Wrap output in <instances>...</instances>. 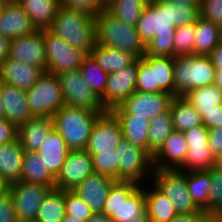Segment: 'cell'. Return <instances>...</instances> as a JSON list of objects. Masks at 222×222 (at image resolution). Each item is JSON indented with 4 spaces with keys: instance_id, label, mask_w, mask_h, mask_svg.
Returning a JSON list of instances; mask_svg holds the SVG:
<instances>
[{
    "instance_id": "cell-1",
    "label": "cell",
    "mask_w": 222,
    "mask_h": 222,
    "mask_svg": "<svg viewBox=\"0 0 222 222\" xmlns=\"http://www.w3.org/2000/svg\"><path fill=\"white\" fill-rule=\"evenodd\" d=\"M199 6L168 0H149L135 26L146 46V54L174 57L175 28L195 23L200 16Z\"/></svg>"
},
{
    "instance_id": "cell-2",
    "label": "cell",
    "mask_w": 222,
    "mask_h": 222,
    "mask_svg": "<svg viewBox=\"0 0 222 222\" xmlns=\"http://www.w3.org/2000/svg\"><path fill=\"white\" fill-rule=\"evenodd\" d=\"M103 213L113 222H149L143 187L133 181H116L106 197Z\"/></svg>"
},
{
    "instance_id": "cell-3",
    "label": "cell",
    "mask_w": 222,
    "mask_h": 222,
    "mask_svg": "<svg viewBox=\"0 0 222 222\" xmlns=\"http://www.w3.org/2000/svg\"><path fill=\"white\" fill-rule=\"evenodd\" d=\"M96 43L100 46L120 49L137 59L146 54V46L141 41L136 27L117 19L106 8L94 17Z\"/></svg>"
},
{
    "instance_id": "cell-4",
    "label": "cell",
    "mask_w": 222,
    "mask_h": 222,
    "mask_svg": "<svg viewBox=\"0 0 222 222\" xmlns=\"http://www.w3.org/2000/svg\"><path fill=\"white\" fill-rule=\"evenodd\" d=\"M48 30L87 55L96 44L94 16L84 12L61 6Z\"/></svg>"
},
{
    "instance_id": "cell-5",
    "label": "cell",
    "mask_w": 222,
    "mask_h": 222,
    "mask_svg": "<svg viewBox=\"0 0 222 222\" xmlns=\"http://www.w3.org/2000/svg\"><path fill=\"white\" fill-rule=\"evenodd\" d=\"M101 114L65 105L52 116V120L54 129L70 150H86L92 128Z\"/></svg>"
},
{
    "instance_id": "cell-6",
    "label": "cell",
    "mask_w": 222,
    "mask_h": 222,
    "mask_svg": "<svg viewBox=\"0 0 222 222\" xmlns=\"http://www.w3.org/2000/svg\"><path fill=\"white\" fill-rule=\"evenodd\" d=\"M216 68L209 56L174 57V97L213 84Z\"/></svg>"
},
{
    "instance_id": "cell-7",
    "label": "cell",
    "mask_w": 222,
    "mask_h": 222,
    "mask_svg": "<svg viewBox=\"0 0 222 222\" xmlns=\"http://www.w3.org/2000/svg\"><path fill=\"white\" fill-rule=\"evenodd\" d=\"M153 185L172 203L178 214L192 213L201 209L188 191L186 172L172 169H154Z\"/></svg>"
},
{
    "instance_id": "cell-8",
    "label": "cell",
    "mask_w": 222,
    "mask_h": 222,
    "mask_svg": "<svg viewBox=\"0 0 222 222\" xmlns=\"http://www.w3.org/2000/svg\"><path fill=\"white\" fill-rule=\"evenodd\" d=\"M26 93L33 116L52 118L62 106L66 105L56 74L45 72L31 89L26 90Z\"/></svg>"
},
{
    "instance_id": "cell-9",
    "label": "cell",
    "mask_w": 222,
    "mask_h": 222,
    "mask_svg": "<svg viewBox=\"0 0 222 222\" xmlns=\"http://www.w3.org/2000/svg\"><path fill=\"white\" fill-rule=\"evenodd\" d=\"M56 75L66 105L88 109L96 113L106 112L100 97L85 82L80 69L62 71Z\"/></svg>"
},
{
    "instance_id": "cell-10",
    "label": "cell",
    "mask_w": 222,
    "mask_h": 222,
    "mask_svg": "<svg viewBox=\"0 0 222 222\" xmlns=\"http://www.w3.org/2000/svg\"><path fill=\"white\" fill-rule=\"evenodd\" d=\"M173 95L167 92L144 93L135 91L111 112L115 117H140L151 120L169 110Z\"/></svg>"
},
{
    "instance_id": "cell-11",
    "label": "cell",
    "mask_w": 222,
    "mask_h": 222,
    "mask_svg": "<svg viewBox=\"0 0 222 222\" xmlns=\"http://www.w3.org/2000/svg\"><path fill=\"white\" fill-rule=\"evenodd\" d=\"M116 152L119 161V181H133L141 185L148 173L154 171L152 156L128 140L122 139Z\"/></svg>"
},
{
    "instance_id": "cell-12",
    "label": "cell",
    "mask_w": 222,
    "mask_h": 222,
    "mask_svg": "<svg viewBox=\"0 0 222 222\" xmlns=\"http://www.w3.org/2000/svg\"><path fill=\"white\" fill-rule=\"evenodd\" d=\"M44 45L47 57L46 72L58 74L62 71L80 69L85 52L74 48L49 30H44Z\"/></svg>"
},
{
    "instance_id": "cell-13",
    "label": "cell",
    "mask_w": 222,
    "mask_h": 222,
    "mask_svg": "<svg viewBox=\"0 0 222 222\" xmlns=\"http://www.w3.org/2000/svg\"><path fill=\"white\" fill-rule=\"evenodd\" d=\"M53 187L40 183L15 182L7 186L12 197L19 222L36 219L43 199Z\"/></svg>"
},
{
    "instance_id": "cell-14",
    "label": "cell",
    "mask_w": 222,
    "mask_h": 222,
    "mask_svg": "<svg viewBox=\"0 0 222 222\" xmlns=\"http://www.w3.org/2000/svg\"><path fill=\"white\" fill-rule=\"evenodd\" d=\"M138 59L130 66L109 73L104 95L100 98L106 111L118 107L125 99L136 91Z\"/></svg>"
},
{
    "instance_id": "cell-15",
    "label": "cell",
    "mask_w": 222,
    "mask_h": 222,
    "mask_svg": "<svg viewBox=\"0 0 222 222\" xmlns=\"http://www.w3.org/2000/svg\"><path fill=\"white\" fill-rule=\"evenodd\" d=\"M122 139L123 135L119 121L111 111H106L97 118L86 151L88 153L113 151L116 150Z\"/></svg>"
},
{
    "instance_id": "cell-16",
    "label": "cell",
    "mask_w": 222,
    "mask_h": 222,
    "mask_svg": "<svg viewBox=\"0 0 222 222\" xmlns=\"http://www.w3.org/2000/svg\"><path fill=\"white\" fill-rule=\"evenodd\" d=\"M7 58L31 64L46 72L44 30H36L29 35L11 39Z\"/></svg>"
},
{
    "instance_id": "cell-17",
    "label": "cell",
    "mask_w": 222,
    "mask_h": 222,
    "mask_svg": "<svg viewBox=\"0 0 222 222\" xmlns=\"http://www.w3.org/2000/svg\"><path fill=\"white\" fill-rule=\"evenodd\" d=\"M93 173L91 155L86 150H70L62 168L55 177V188L72 190Z\"/></svg>"
},
{
    "instance_id": "cell-18",
    "label": "cell",
    "mask_w": 222,
    "mask_h": 222,
    "mask_svg": "<svg viewBox=\"0 0 222 222\" xmlns=\"http://www.w3.org/2000/svg\"><path fill=\"white\" fill-rule=\"evenodd\" d=\"M116 181L113 177L93 173L72 190L83 199L93 213H103L106 197Z\"/></svg>"
},
{
    "instance_id": "cell-19",
    "label": "cell",
    "mask_w": 222,
    "mask_h": 222,
    "mask_svg": "<svg viewBox=\"0 0 222 222\" xmlns=\"http://www.w3.org/2000/svg\"><path fill=\"white\" fill-rule=\"evenodd\" d=\"M187 150L184 133L174 130L152 156L154 169L178 170L185 162Z\"/></svg>"
},
{
    "instance_id": "cell-20",
    "label": "cell",
    "mask_w": 222,
    "mask_h": 222,
    "mask_svg": "<svg viewBox=\"0 0 222 222\" xmlns=\"http://www.w3.org/2000/svg\"><path fill=\"white\" fill-rule=\"evenodd\" d=\"M44 73L41 68L10 58H6L0 65L2 83L23 90L31 89Z\"/></svg>"
},
{
    "instance_id": "cell-21",
    "label": "cell",
    "mask_w": 222,
    "mask_h": 222,
    "mask_svg": "<svg viewBox=\"0 0 222 222\" xmlns=\"http://www.w3.org/2000/svg\"><path fill=\"white\" fill-rule=\"evenodd\" d=\"M0 96L5 107V118L17 127L25 124L33 116L28 105L26 90L2 83Z\"/></svg>"
},
{
    "instance_id": "cell-22",
    "label": "cell",
    "mask_w": 222,
    "mask_h": 222,
    "mask_svg": "<svg viewBox=\"0 0 222 222\" xmlns=\"http://www.w3.org/2000/svg\"><path fill=\"white\" fill-rule=\"evenodd\" d=\"M36 29L17 2H7L0 13V34L9 39L29 35Z\"/></svg>"
},
{
    "instance_id": "cell-23",
    "label": "cell",
    "mask_w": 222,
    "mask_h": 222,
    "mask_svg": "<svg viewBox=\"0 0 222 222\" xmlns=\"http://www.w3.org/2000/svg\"><path fill=\"white\" fill-rule=\"evenodd\" d=\"M53 129L52 118L32 116L18 127V139L25 151L37 152Z\"/></svg>"
},
{
    "instance_id": "cell-24",
    "label": "cell",
    "mask_w": 222,
    "mask_h": 222,
    "mask_svg": "<svg viewBox=\"0 0 222 222\" xmlns=\"http://www.w3.org/2000/svg\"><path fill=\"white\" fill-rule=\"evenodd\" d=\"M25 150L20 140L0 145V182L8 186L19 182Z\"/></svg>"
},
{
    "instance_id": "cell-25",
    "label": "cell",
    "mask_w": 222,
    "mask_h": 222,
    "mask_svg": "<svg viewBox=\"0 0 222 222\" xmlns=\"http://www.w3.org/2000/svg\"><path fill=\"white\" fill-rule=\"evenodd\" d=\"M69 152L70 149L65 140L53 129L37 151V154L41 157L49 172L56 177Z\"/></svg>"
},
{
    "instance_id": "cell-26",
    "label": "cell",
    "mask_w": 222,
    "mask_h": 222,
    "mask_svg": "<svg viewBox=\"0 0 222 222\" xmlns=\"http://www.w3.org/2000/svg\"><path fill=\"white\" fill-rule=\"evenodd\" d=\"M36 30H48L60 5V0H17Z\"/></svg>"
},
{
    "instance_id": "cell-27",
    "label": "cell",
    "mask_w": 222,
    "mask_h": 222,
    "mask_svg": "<svg viewBox=\"0 0 222 222\" xmlns=\"http://www.w3.org/2000/svg\"><path fill=\"white\" fill-rule=\"evenodd\" d=\"M142 58L153 70L154 93L167 92L174 96V57L145 54Z\"/></svg>"
},
{
    "instance_id": "cell-28",
    "label": "cell",
    "mask_w": 222,
    "mask_h": 222,
    "mask_svg": "<svg viewBox=\"0 0 222 222\" xmlns=\"http://www.w3.org/2000/svg\"><path fill=\"white\" fill-rule=\"evenodd\" d=\"M194 55L209 56L222 41V27L199 16L195 22Z\"/></svg>"
},
{
    "instance_id": "cell-29",
    "label": "cell",
    "mask_w": 222,
    "mask_h": 222,
    "mask_svg": "<svg viewBox=\"0 0 222 222\" xmlns=\"http://www.w3.org/2000/svg\"><path fill=\"white\" fill-rule=\"evenodd\" d=\"M169 111L175 131L185 132L203 124L198 111L183 96H175Z\"/></svg>"
},
{
    "instance_id": "cell-30",
    "label": "cell",
    "mask_w": 222,
    "mask_h": 222,
    "mask_svg": "<svg viewBox=\"0 0 222 222\" xmlns=\"http://www.w3.org/2000/svg\"><path fill=\"white\" fill-rule=\"evenodd\" d=\"M90 55L108 74L130 66L137 59L130 53L112 47L100 46L97 43Z\"/></svg>"
},
{
    "instance_id": "cell-31",
    "label": "cell",
    "mask_w": 222,
    "mask_h": 222,
    "mask_svg": "<svg viewBox=\"0 0 222 222\" xmlns=\"http://www.w3.org/2000/svg\"><path fill=\"white\" fill-rule=\"evenodd\" d=\"M151 188H143L149 222H169L178 213L161 191L154 185Z\"/></svg>"
},
{
    "instance_id": "cell-32",
    "label": "cell",
    "mask_w": 222,
    "mask_h": 222,
    "mask_svg": "<svg viewBox=\"0 0 222 222\" xmlns=\"http://www.w3.org/2000/svg\"><path fill=\"white\" fill-rule=\"evenodd\" d=\"M183 97L198 111L201 117L222 105V90L214 84L189 90Z\"/></svg>"
},
{
    "instance_id": "cell-33",
    "label": "cell",
    "mask_w": 222,
    "mask_h": 222,
    "mask_svg": "<svg viewBox=\"0 0 222 222\" xmlns=\"http://www.w3.org/2000/svg\"><path fill=\"white\" fill-rule=\"evenodd\" d=\"M20 181L40 183L55 188V177L49 172L37 152L25 151Z\"/></svg>"
},
{
    "instance_id": "cell-34",
    "label": "cell",
    "mask_w": 222,
    "mask_h": 222,
    "mask_svg": "<svg viewBox=\"0 0 222 222\" xmlns=\"http://www.w3.org/2000/svg\"><path fill=\"white\" fill-rule=\"evenodd\" d=\"M122 129L123 139L148 152L150 120L140 117H116Z\"/></svg>"
},
{
    "instance_id": "cell-35",
    "label": "cell",
    "mask_w": 222,
    "mask_h": 222,
    "mask_svg": "<svg viewBox=\"0 0 222 222\" xmlns=\"http://www.w3.org/2000/svg\"><path fill=\"white\" fill-rule=\"evenodd\" d=\"M65 215V190L52 188L43 199L36 219L39 222H62Z\"/></svg>"
},
{
    "instance_id": "cell-36",
    "label": "cell",
    "mask_w": 222,
    "mask_h": 222,
    "mask_svg": "<svg viewBox=\"0 0 222 222\" xmlns=\"http://www.w3.org/2000/svg\"><path fill=\"white\" fill-rule=\"evenodd\" d=\"M149 0H109L105 8L127 25L136 26Z\"/></svg>"
},
{
    "instance_id": "cell-37",
    "label": "cell",
    "mask_w": 222,
    "mask_h": 222,
    "mask_svg": "<svg viewBox=\"0 0 222 222\" xmlns=\"http://www.w3.org/2000/svg\"><path fill=\"white\" fill-rule=\"evenodd\" d=\"M173 131L169 110L152 118L148 134V153L153 156Z\"/></svg>"
},
{
    "instance_id": "cell-38",
    "label": "cell",
    "mask_w": 222,
    "mask_h": 222,
    "mask_svg": "<svg viewBox=\"0 0 222 222\" xmlns=\"http://www.w3.org/2000/svg\"><path fill=\"white\" fill-rule=\"evenodd\" d=\"M215 165L216 159L209 145H188L185 162L178 170L182 172L206 171Z\"/></svg>"
},
{
    "instance_id": "cell-39",
    "label": "cell",
    "mask_w": 222,
    "mask_h": 222,
    "mask_svg": "<svg viewBox=\"0 0 222 222\" xmlns=\"http://www.w3.org/2000/svg\"><path fill=\"white\" fill-rule=\"evenodd\" d=\"M186 179L192 200L200 209L208 212L209 175L205 171H187Z\"/></svg>"
},
{
    "instance_id": "cell-40",
    "label": "cell",
    "mask_w": 222,
    "mask_h": 222,
    "mask_svg": "<svg viewBox=\"0 0 222 222\" xmlns=\"http://www.w3.org/2000/svg\"><path fill=\"white\" fill-rule=\"evenodd\" d=\"M80 70L85 82L101 98L106 90L109 74L96 63L91 55L83 59Z\"/></svg>"
},
{
    "instance_id": "cell-41",
    "label": "cell",
    "mask_w": 222,
    "mask_h": 222,
    "mask_svg": "<svg viewBox=\"0 0 222 222\" xmlns=\"http://www.w3.org/2000/svg\"><path fill=\"white\" fill-rule=\"evenodd\" d=\"M205 172L210 180L208 213L222 222V170L213 167Z\"/></svg>"
},
{
    "instance_id": "cell-42",
    "label": "cell",
    "mask_w": 222,
    "mask_h": 222,
    "mask_svg": "<svg viewBox=\"0 0 222 222\" xmlns=\"http://www.w3.org/2000/svg\"><path fill=\"white\" fill-rule=\"evenodd\" d=\"M195 23L177 26L174 31V57L194 55Z\"/></svg>"
},
{
    "instance_id": "cell-43",
    "label": "cell",
    "mask_w": 222,
    "mask_h": 222,
    "mask_svg": "<svg viewBox=\"0 0 222 222\" xmlns=\"http://www.w3.org/2000/svg\"><path fill=\"white\" fill-rule=\"evenodd\" d=\"M94 173L104 174L119 181V161L116 150L89 153Z\"/></svg>"
},
{
    "instance_id": "cell-44",
    "label": "cell",
    "mask_w": 222,
    "mask_h": 222,
    "mask_svg": "<svg viewBox=\"0 0 222 222\" xmlns=\"http://www.w3.org/2000/svg\"><path fill=\"white\" fill-rule=\"evenodd\" d=\"M65 213L81 221H87L93 214L91 208L73 190H65Z\"/></svg>"
},
{
    "instance_id": "cell-45",
    "label": "cell",
    "mask_w": 222,
    "mask_h": 222,
    "mask_svg": "<svg viewBox=\"0 0 222 222\" xmlns=\"http://www.w3.org/2000/svg\"><path fill=\"white\" fill-rule=\"evenodd\" d=\"M60 5L64 8L84 12L94 17L105 8L103 0H60Z\"/></svg>"
},
{
    "instance_id": "cell-46",
    "label": "cell",
    "mask_w": 222,
    "mask_h": 222,
    "mask_svg": "<svg viewBox=\"0 0 222 222\" xmlns=\"http://www.w3.org/2000/svg\"><path fill=\"white\" fill-rule=\"evenodd\" d=\"M136 91L154 93L153 70H151V66L143 58H138Z\"/></svg>"
},
{
    "instance_id": "cell-47",
    "label": "cell",
    "mask_w": 222,
    "mask_h": 222,
    "mask_svg": "<svg viewBox=\"0 0 222 222\" xmlns=\"http://www.w3.org/2000/svg\"><path fill=\"white\" fill-rule=\"evenodd\" d=\"M200 16L222 27V0H201Z\"/></svg>"
},
{
    "instance_id": "cell-48",
    "label": "cell",
    "mask_w": 222,
    "mask_h": 222,
    "mask_svg": "<svg viewBox=\"0 0 222 222\" xmlns=\"http://www.w3.org/2000/svg\"><path fill=\"white\" fill-rule=\"evenodd\" d=\"M0 222H19L12 197L7 190L0 197Z\"/></svg>"
},
{
    "instance_id": "cell-49",
    "label": "cell",
    "mask_w": 222,
    "mask_h": 222,
    "mask_svg": "<svg viewBox=\"0 0 222 222\" xmlns=\"http://www.w3.org/2000/svg\"><path fill=\"white\" fill-rule=\"evenodd\" d=\"M169 222H221L212 214L201 209L197 212L177 214Z\"/></svg>"
},
{
    "instance_id": "cell-50",
    "label": "cell",
    "mask_w": 222,
    "mask_h": 222,
    "mask_svg": "<svg viewBox=\"0 0 222 222\" xmlns=\"http://www.w3.org/2000/svg\"><path fill=\"white\" fill-rule=\"evenodd\" d=\"M184 137L188 145H209V132L203 124L185 131Z\"/></svg>"
},
{
    "instance_id": "cell-51",
    "label": "cell",
    "mask_w": 222,
    "mask_h": 222,
    "mask_svg": "<svg viewBox=\"0 0 222 222\" xmlns=\"http://www.w3.org/2000/svg\"><path fill=\"white\" fill-rule=\"evenodd\" d=\"M16 139H18V127L6 118L0 119V145Z\"/></svg>"
},
{
    "instance_id": "cell-52",
    "label": "cell",
    "mask_w": 222,
    "mask_h": 222,
    "mask_svg": "<svg viewBox=\"0 0 222 222\" xmlns=\"http://www.w3.org/2000/svg\"><path fill=\"white\" fill-rule=\"evenodd\" d=\"M208 132L209 148L212 155L217 159L222 154V127L211 128Z\"/></svg>"
},
{
    "instance_id": "cell-53",
    "label": "cell",
    "mask_w": 222,
    "mask_h": 222,
    "mask_svg": "<svg viewBox=\"0 0 222 222\" xmlns=\"http://www.w3.org/2000/svg\"><path fill=\"white\" fill-rule=\"evenodd\" d=\"M203 125L209 130L211 128L222 127V105L212 112L206 113L202 117Z\"/></svg>"
},
{
    "instance_id": "cell-54",
    "label": "cell",
    "mask_w": 222,
    "mask_h": 222,
    "mask_svg": "<svg viewBox=\"0 0 222 222\" xmlns=\"http://www.w3.org/2000/svg\"><path fill=\"white\" fill-rule=\"evenodd\" d=\"M209 57L211 58L216 70H222V41L211 52Z\"/></svg>"
},
{
    "instance_id": "cell-55",
    "label": "cell",
    "mask_w": 222,
    "mask_h": 222,
    "mask_svg": "<svg viewBox=\"0 0 222 222\" xmlns=\"http://www.w3.org/2000/svg\"><path fill=\"white\" fill-rule=\"evenodd\" d=\"M11 39L0 34V65L7 58Z\"/></svg>"
},
{
    "instance_id": "cell-56",
    "label": "cell",
    "mask_w": 222,
    "mask_h": 222,
    "mask_svg": "<svg viewBox=\"0 0 222 222\" xmlns=\"http://www.w3.org/2000/svg\"><path fill=\"white\" fill-rule=\"evenodd\" d=\"M87 222H113L105 213H93Z\"/></svg>"
},
{
    "instance_id": "cell-57",
    "label": "cell",
    "mask_w": 222,
    "mask_h": 222,
    "mask_svg": "<svg viewBox=\"0 0 222 222\" xmlns=\"http://www.w3.org/2000/svg\"><path fill=\"white\" fill-rule=\"evenodd\" d=\"M213 84L222 90V70H216Z\"/></svg>"
},
{
    "instance_id": "cell-58",
    "label": "cell",
    "mask_w": 222,
    "mask_h": 222,
    "mask_svg": "<svg viewBox=\"0 0 222 222\" xmlns=\"http://www.w3.org/2000/svg\"><path fill=\"white\" fill-rule=\"evenodd\" d=\"M172 2H179L184 4H190V5H200L201 0H168Z\"/></svg>"
},
{
    "instance_id": "cell-59",
    "label": "cell",
    "mask_w": 222,
    "mask_h": 222,
    "mask_svg": "<svg viewBox=\"0 0 222 222\" xmlns=\"http://www.w3.org/2000/svg\"><path fill=\"white\" fill-rule=\"evenodd\" d=\"M62 222H87V221H81L79 219H76L72 216L69 215H65V217L63 218Z\"/></svg>"
},
{
    "instance_id": "cell-60",
    "label": "cell",
    "mask_w": 222,
    "mask_h": 222,
    "mask_svg": "<svg viewBox=\"0 0 222 222\" xmlns=\"http://www.w3.org/2000/svg\"><path fill=\"white\" fill-rule=\"evenodd\" d=\"M5 118V107L0 96V119Z\"/></svg>"
},
{
    "instance_id": "cell-61",
    "label": "cell",
    "mask_w": 222,
    "mask_h": 222,
    "mask_svg": "<svg viewBox=\"0 0 222 222\" xmlns=\"http://www.w3.org/2000/svg\"><path fill=\"white\" fill-rule=\"evenodd\" d=\"M218 169L222 170V154L216 159V165Z\"/></svg>"
},
{
    "instance_id": "cell-62",
    "label": "cell",
    "mask_w": 222,
    "mask_h": 222,
    "mask_svg": "<svg viewBox=\"0 0 222 222\" xmlns=\"http://www.w3.org/2000/svg\"><path fill=\"white\" fill-rule=\"evenodd\" d=\"M7 190V186L0 182V197Z\"/></svg>"
},
{
    "instance_id": "cell-63",
    "label": "cell",
    "mask_w": 222,
    "mask_h": 222,
    "mask_svg": "<svg viewBox=\"0 0 222 222\" xmlns=\"http://www.w3.org/2000/svg\"><path fill=\"white\" fill-rule=\"evenodd\" d=\"M7 2L5 0H0V13L3 11V8Z\"/></svg>"
},
{
    "instance_id": "cell-64",
    "label": "cell",
    "mask_w": 222,
    "mask_h": 222,
    "mask_svg": "<svg viewBox=\"0 0 222 222\" xmlns=\"http://www.w3.org/2000/svg\"><path fill=\"white\" fill-rule=\"evenodd\" d=\"M20 222H39L37 219L23 220Z\"/></svg>"
},
{
    "instance_id": "cell-65",
    "label": "cell",
    "mask_w": 222,
    "mask_h": 222,
    "mask_svg": "<svg viewBox=\"0 0 222 222\" xmlns=\"http://www.w3.org/2000/svg\"><path fill=\"white\" fill-rule=\"evenodd\" d=\"M6 2H17V0H5Z\"/></svg>"
}]
</instances>
